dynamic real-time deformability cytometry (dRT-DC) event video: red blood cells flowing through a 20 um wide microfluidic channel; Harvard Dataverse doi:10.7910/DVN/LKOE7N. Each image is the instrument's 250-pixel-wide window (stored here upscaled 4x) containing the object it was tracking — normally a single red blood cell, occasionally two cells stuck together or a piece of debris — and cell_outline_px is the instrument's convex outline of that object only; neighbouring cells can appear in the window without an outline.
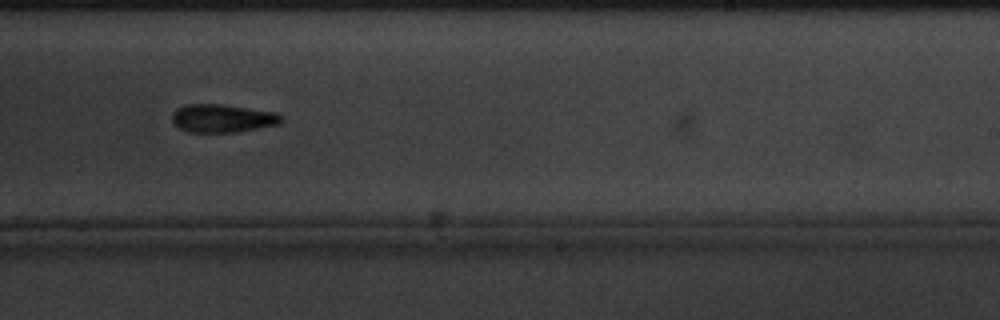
{"species": "common noctule bat (a hibernating species)", "species_latin": "Nyctalus noctula", "temperature_condition": "cold", "stored_images_in_passage": 18, "camera_frame_rate_fps": 3000, "um_per_image_px": 0.085, "animal": {"sex": "male", "body_mass_g": 20.1, "forearm_length_mm": 53.5}, "frame": {"image": 1, "passage_image": 11, "time_ms": 12.333, "image_size_px": [1000, 320], "cell_outline_px": [[284, 120], [280, 124], [236, 132], [188, 132], [180, 128], [172, 120], [172, 112], [176, 108], [188, 104], [224, 104], [276, 112], [284, 116]], "centroid_in_image_um": [18.95, 10.05], "position_along_channel_um": 270.1, "area_um2": 18.09}}
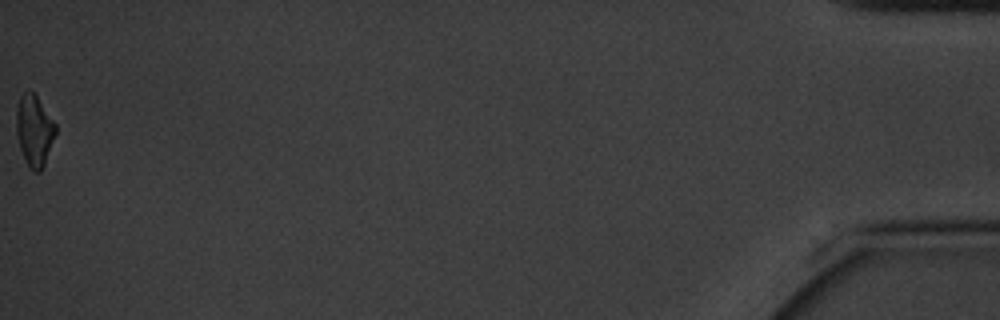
{"frame": {"image": 2, "passage_image": 18, "time_ms": 20.333, "image_size_px": [1000, 320], "cell_outline_px": [[56, 132], [44, 164], [40, 172], [32, 172], [28, 168], [24, 160], [20, 148], [16, 132], [16, 108], [20, 96], [28, 88], [36, 96], [56, 124]], "centroid_in_image_um": [2.89, 11.11], "position_along_channel_um": 432.3, "area_um2": 16.3}, "authors_computed_cell_mechanics": {"area_um2": 18.7272, "velocity_mm_per_s": 3.2599, "shape_relaxation_time_tau1_ms": 2.8229, "shape_relaxation_time_tau2_ms": 10.4262, "deformation_change_tau1": 0.1123, "deformation_change_tau2": 0.1696}}